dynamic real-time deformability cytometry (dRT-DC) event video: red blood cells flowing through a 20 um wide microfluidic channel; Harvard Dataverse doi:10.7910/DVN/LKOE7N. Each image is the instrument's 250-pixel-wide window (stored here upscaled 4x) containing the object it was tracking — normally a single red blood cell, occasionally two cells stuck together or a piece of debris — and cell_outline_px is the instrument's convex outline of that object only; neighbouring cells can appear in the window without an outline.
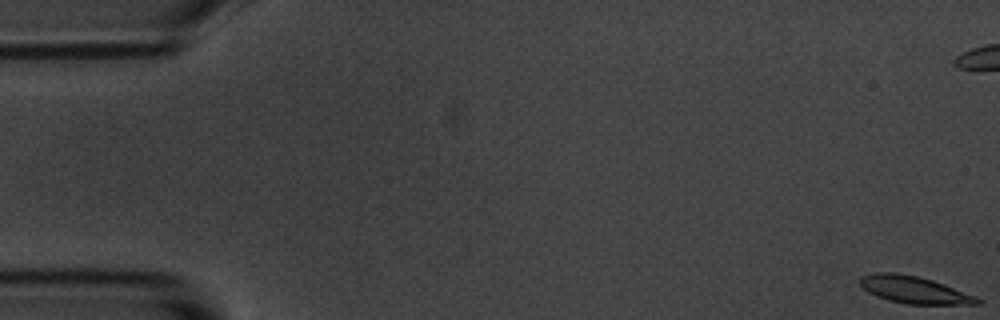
{"species": "common noctule bat (a hibernating species)", "species_latin": "Nyctalus noctula", "temperature_condition": "room temperature", "stored_images_in_passage": 8, "camera_frame_rate_fps": 3000, "um_per_image_px": 0.085, "animal": {"sex": "male", "body_mass_g": 20.1, "forearm_length_mm": 53.5}, "frame": {"image": 1, "passage_image": 1, "time_ms": 0.0, "image_size_px": [1000, 320], "cell_outline_px": [[980, 304], [908, 304], [888, 300], [876, 296], [868, 292], [860, 284], [860, 276], [876, 272], [896, 272], [916, 276], [932, 280], [944, 284], [972, 296], [980, 300]], "centroid_in_image_um": [77.62, 24.62], "position_along_channel_um": 7.4, "area_um2": 18.21}}
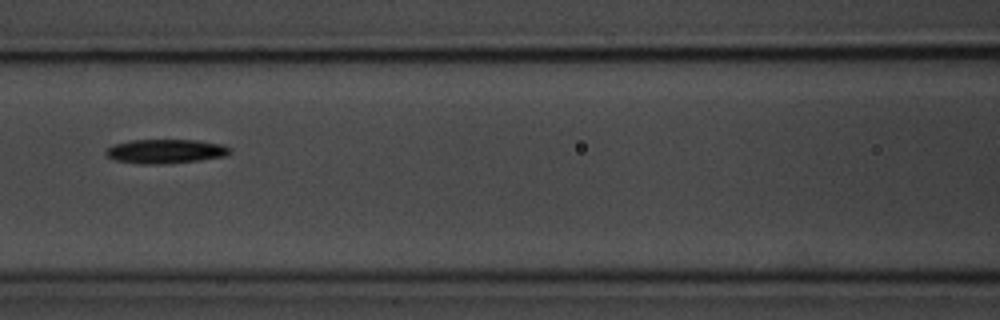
{"frame": {"image": 2, "passage_image": 8, "time_ms": 9.0, "image_size_px": [1000, 320], "cell_outline_px": [[232, 152], [228, 156], [200, 160], [168, 164], [140, 164], [112, 160], [104, 152], [112, 144], [132, 140], [196, 140], [220, 144], [232, 148]], "centroid_in_image_um": [14.08, 12.87], "position_along_channel_um": 152.5, "area_um2": 17.74}}